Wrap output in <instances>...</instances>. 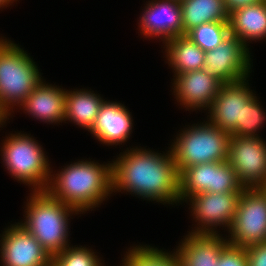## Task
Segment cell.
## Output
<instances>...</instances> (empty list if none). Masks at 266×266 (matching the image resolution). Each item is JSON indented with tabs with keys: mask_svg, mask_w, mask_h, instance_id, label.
Listing matches in <instances>:
<instances>
[{
	"mask_svg": "<svg viewBox=\"0 0 266 266\" xmlns=\"http://www.w3.org/2000/svg\"><path fill=\"white\" fill-rule=\"evenodd\" d=\"M132 149L112 163V192L124 189L144 199L179 203V172L171 150L161 155Z\"/></svg>",
	"mask_w": 266,
	"mask_h": 266,
	"instance_id": "6da1fadb",
	"label": "cell"
},
{
	"mask_svg": "<svg viewBox=\"0 0 266 266\" xmlns=\"http://www.w3.org/2000/svg\"><path fill=\"white\" fill-rule=\"evenodd\" d=\"M56 176L50 178L46 191L78 213L98 206L112 193V163L78 161L64 167Z\"/></svg>",
	"mask_w": 266,
	"mask_h": 266,
	"instance_id": "7a4b0ae2",
	"label": "cell"
},
{
	"mask_svg": "<svg viewBox=\"0 0 266 266\" xmlns=\"http://www.w3.org/2000/svg\"><path fill=\"white\" fill-rule=\"evenodd\" d=\"M25 210V222L20 223L53 258L69 246L68 217L78 211L53 198L46 190L33 191ZM70 213V214H69Z\"/></svg>",
	"mask_w": 266,
	"mask_h": 266,
	"instance_id": "3957f363",
	"label": "cell"
},
{
	"mask_svg": "<svg viewBox=\"0 0 266 266\" xmlns=\"http://www.w3.org/2000/svg\"><path fill=\"white\" fill-rule=\"evenodd\" d=\"M30 56L15 43L0 39V114L7 120L42 81ZM10 108V109H9Z\"/></svg>",
	"mask_w": 266,
	"mask_h": 266,
	"instance_id": "277c9868",
	"label": "cell"
},
{
	"mask_svg": "<svg viewBox=\"0 0 266 266\" xmlns=\"http://www.w3.org/2000/svg\"><path fill=\"white\" fill-rule=\"evenodd\" d=\"M230 136L208 122L183 130L170 147L179 174L189 166L227 161Z\"/></svg>",
	"mask_w": 266,
	"mask_h": 266,
	"instance_id": "5b68a950",
	"label": "cell"
},
{
	"mask_svg": "<svg viewBox=\"0 0 266 266\" xmlns=\"http://www.w3.org/2000/svg\"><path fill=\"white\" fill-rule=\"evenodd\" d=\"M2 158L12 177L25 184L32 185L33 191H45L48 187L50 167L41 146L27 134H11L7 137Z\"/></svg>",
	"mask_w": 266,
	"mask_h": 266,
	"instance_id": "8992f818",
	"label": "cell"
},
{
	"mask_svg": "<svg viewBox=\"0 0 266 266\" xmlns=\"http://www.w3.org/2000/svg\"><path fill=\"white\" fill-rule=\"evenodd\" d=\"M229 232L228 243L236 247L266 242V191L263 188L243 189Z\"/></svg>",
	"mask_w": 266,
	"mask_h": 266,
	"instance_id": "52a82bcc",
	"label": "cell"
},
{
	"mask_svg": "<svg viewBox=\"0 0 266 266\" xmlns=\"http://www.w3.org/2000/svg\"><path fill=\"white\" fill-rule=\"evenodd\" d=\"M180 201L200 193L242 192L235 170L227 162H209L186 167L179 174Z\"/></svg>",
	"mask_w": 266,
	"mask_h": 266,
	"instance_id": "ba28073f",
	"label": "cell"
},
{
	"mask_svg": "<svg viewBox=\"0 0 266 266\" xmlns=\"http://www.w3.org/2000/svg\"><path fill=\"white\" fill-rule=\"evenodd\" d=\"M227 162L244 189L266 185V143L260 137L231 135Z\"/></svg>",
	"mask_w": 266,
	"mask_h": 266,
	"instance_id": "9c48e42d",
	"label": "cell"
},
{
	"mask_svg": "<svg viewBox=\"0 0 266 266\" xmlns=\"http://www.w3.org/2000/svg\"><path fill=\"white\" fill-rule=\"evenodd\" d=\"M249 49L231 34L215 49L205 52L204 69L222 83H233L248 78Z\"/></svg>",
	"mask_w": 266,
	"mask_h": 266,
	"instance_id": "30bf717a",
	"label": "cell"
},
{
	"mask_svg": "<svg viewBox=\"0 0 266 266\" xmlns=\"http://www.w3.org/2000/svg\"><path fill=\"white\" fill-rule=\"evenodd\" d=\"M242 192L200 193L187 198L192 203V215L199 221L196 230L189 233L217 234L214 227L225 225L231 227L239 197ZM213 226V227H212ZM214 229V230H213Z\"/></svg>",
	"mask_w": 266,
	"mask_h": 266,
	"instance_id": "8fae6325",
	"label": "cell"
},
{
	"mask_svg": "<svg viewBox=\"0 0 266 266\" xmlns=\"http://www.w3.org/2000/svg\"><path fill=\"white\" fill-rule=\"evenodd\" d=\"M10 227L0 240L3 266H48L52 262L50 254L24 226L17 223Z\"/></svg>",
	"mask_w": 266,
	"mask_h": 266,
	"instance_id": "7c38bea8",
	"label": "cell"
},
{
	"mask_svg": "<svg viewBox=\"0 0 266 266\" xmlns=\"http://www.w3.org/2000/svg\"><path fill=\"white\" fill-rule=\"evenodd\" d=\"M244 78L233 83H223L219 93L208 107L209 123L232 135L242 125L243 106L254 94Z\"/></svg>",
	"mask_w": 266,
	"mask_h": 266,
	"instance_id": "4fadbf2b",
	"label": "cell"
},
{
	"mask_svg": "<svg viewBox=\"0 0 266 266\" xmlns=\"http://www.w3.org/2000/svg\"><path fill=\"white\" fill-rule=\"evenodd\" d=\"M141 33L148 37H163L168 41L183 35L180 1L154 0L148 3L140 18ZM154 35V36H153Z\"/></svg>",
	"mask_w": 266,
	"mask_h": 266,
	"instance_id": "5bb4252c",
	"label": "cell"
},
{
	"mask_svg": "<svg viewBox=\"0 0 266 266\" xmlns=\"http://www.w3.org/2000/svg\"><path fill=\"white\" fill-rule=\"evenodd\" d=\"M175 77L173 89L176 99L188 109L208 108L223 84L205 69L181 73Z\"/></svg>",
	"mask_w": 266,
	"mask_h": 266,
	"instance_id": "9a60e30c",
	"label": "cell"
},
{
	"mask_svg": "<svg viewBox=\"0 0 266 266\" xmlns=\"http://www.w3.org/2000/svg\"><path fill=\"white\" fill-rule=\"evenodd\" d=\"M131 119L130 112L123 104L104 101L90 132L104 144H122L130 136Z\"/></svg>",
	"mask_w": 266,
	"mask_h": 266,
	"instance_id": "2e32d148",
	"label": "cell"
},
{
	"mask_svg": "<svg viewBox=\"0 0 266 266\" xmlns=\"http://www.w3.org/2000/svg\"><path fill=\"white\" fill-rule=\"evenodd\" d=\"M178 247L182 266H218L222 250L229 244L219 234L189 233Z\"/></svg>",
	"mask_w": 266,
	"mask_h": 266,
	"instance_id": "e0dca14e",
	"label": "cell"
},
{
	"mask_svg": "<svg viewBox=\"0 0 266 266\" xmlns=\"http://www.w3.org/2000/svg\"><path fill=\"white\" fill-rule=\"evenodd\" d=\"M65 99V90L41 81L20 106L36 119L56 123L65 121Z\"/></svg>",
	"mask_w": 266,
	"mask_h": 266,
	"instance_id": "ac0fdd59",
	"label": "cell"
},
{
	"mask_svg": "<svg viewBox=\"0 0 266 266\" xmlns=\"http://www.w3.org/2000/svg\"><path fill=\"white\" fill-rule=\"evenodd\" d=\"M229 28L246 47L248 40L266 39V0L229 14Z\"/></svg>",
	"mask_w": 266,
	"mask_h": 266,
	"instance_id": "d6986e66",
	"label": "cell"
},
{
	"mask_svg": "<svg viewBox=\"0 0 266 266\" xmlns=\"http://www.w3.org/2000/svg\"><path fill=\"white\" fill-rule=\"evenodd\" d=\"M166 56L175 76L181 73L204 69L205 51L188 36L173 37L165 42Z\"/></svg>",
	"mask_w": 266,
	"mask_h": 266,
	"instance_id": "ffe728a7",
	"label": "cell"
},
{
	"mask_svg": "<svg viewBox=\"0 0 266 266\" xmlns=\"http://www.w3.org/2000/svg\"><path fill=\"white\" fill-rule=\"evenodd\" d=\"M104 99L88 90L67 91L65 99V121L91 130Z\"/></svg>",
	"mask_w": 266,
	"mask_h": 266,
	"instance_id": "44dd1931",
	"label": "cell"
},
{
	"mask_svg": "<svg viewBox=\"0 0 266 266\" xmlns=\"http://www.w3.org/2000/svg\"><path fill=\"white\" fill-rule=\"evenodd\" d=\"M183 35L201 24L229 21L223 0H182Z\"/></svg>",
	"mask_w": 266,
	"mask_h": 266,
	"instance_id": "7402d4cb",
	"label": "cell"
},
{
	"mask_svg": "<svg viewBox=\"0 0 266 266\" xmlns=\"http://www.w3.org/2000/svg\"><path fill=\"white\" fill-rule=\"evenodd\" d=\"M122 261V266H182L178 249L170 254L150 246L134 247Z\"/></svg>",
	"mask_w": 266,
	"mask_h": 266,
	"instance_id": "603a6c76",
	"label": "cell"
},
{
	"mask_svg": "<svg viewBox=\"0 0 266 266\" xmlns=\"http://www.w3.org/2000/svg\"><path fill=\"white\" fill-rule=\"evenodd\" d=\"M229 35V21H215L201 24L186 34V36L205 52L215 49Z\"/></svg>",
	"mask_w": 266,
	"mask_h": 266,
	"instance_id": "cb8c5ba5",
	"label": "cell"
},
{
	"mask_svg": "<svg viewBox=\"0 0 266 266\" xmlns=\"http://www.w3.org/2000/svg\"><path fill=\"white\" fill-rule=\"evenodd\" d=\"M253 96L243 106L242 125L232 134L242 137H259L256 130H259L265 118V112L260 107V102ZM256 132V134H255Z\"/></svg>",
	"mask_w": 266,
	"mask_h": 266,
	"instance_id": "d4e9b609",
	"label": "cell"
},
{
	"mask_svg": "<svg viewBox=\"0 0 266 266\" xmlns=\"http://www.w3.org/2000/svg\"><path fill=\"white\" fill-rule=\"evenodd\" d=\"M86 247H66L57 253L52 261L57 266H104L100 258Z\"/></svg>",
	"mask_w": 266,
	"mask_h": 266,
	"instance_id": "484cf974",
	"label": "cell"
},
{
	"mask_svg": "<svg viewBox=\"0 0 266 266\" xmlns=\"http://www.w3.org/2000/svg\"><path fill=\"white\" fill-rule=\"evenodd\" d=\"M218 266H248L246 249L228 244L220 254Z\"/></svg>",
	"mask_w": 266,
	"mask_h": 266,
	"instance_id": "4316f807",
	"label": "cell"
},
{
	"mask_svg": "<svg viewBox=\"0 0 266 266\" xmlns=\"http://www.w3.org/2000/svg\"><path fill=\"white\" fill-rule=\"evenodd\" d=\"M248 266H266V242L245 247Z\"/></svg>",
	"mask_w": 266,
	"mask_h": 266,
	"instance_id": "83f0119b",
	"label": "cell"
},
{
	"mask_svg": "<svg viewBox=\"0 0 266 266\" xmlns=\"http://www.w3.org/2000/svg\"><path fill=\"white\" fill-rule=\"evenodd\" d=\"M264 0H223L226 12L231 14L233 11L249 5H253Z\"/></svg>",
	"mask_w": 266,
	"mask_h": 266,
	"instance_id": "f1b7e54d",
	"label": "cell"
},
{
	"mask_svg": "<svg viewBox=\"0 0 266 266\" xmlns=\"http://www.w3.org/2000/svg\"><path fill=\"white\" fill-rule=\"evenodd\" d=\"M14 0H0V8L7 6L8 4L12 3Z\"/></svg>",
	"mask_w": 266,
	"mask_h": 266,
	"instance_id": "f546056e",
	"label": "cell"
},
{
	"mask_svg": "<svg viewBox=\"0 0 266 266\" xmlns=\"http://www.w3.org/2000/svg\"><path fill=\"white\" fill-rule=\"evenodd\" d=\"M4 120L6 121V119L0 114V125H3Z\"/></svg>",
	"mask_w": 266,
	"mask_h": 266,
	"instance_id": "4dcf8cb0",
	"label": "cell"
},
{
	"mask_svg": "<svg viewBox=\"0 0 266 266\" xmlns=\"http://www.w3.org/2000/svg\"><path fill=\"white\" fill-rule=\"evenodd\" d=\"M48 266H57L53 261Z\"/></svg>",
	"mask_w": 266,
	"mask_h": 266,
	"instance_id": "1f68e13d",
	"label": "cell"
}]
</instances>
